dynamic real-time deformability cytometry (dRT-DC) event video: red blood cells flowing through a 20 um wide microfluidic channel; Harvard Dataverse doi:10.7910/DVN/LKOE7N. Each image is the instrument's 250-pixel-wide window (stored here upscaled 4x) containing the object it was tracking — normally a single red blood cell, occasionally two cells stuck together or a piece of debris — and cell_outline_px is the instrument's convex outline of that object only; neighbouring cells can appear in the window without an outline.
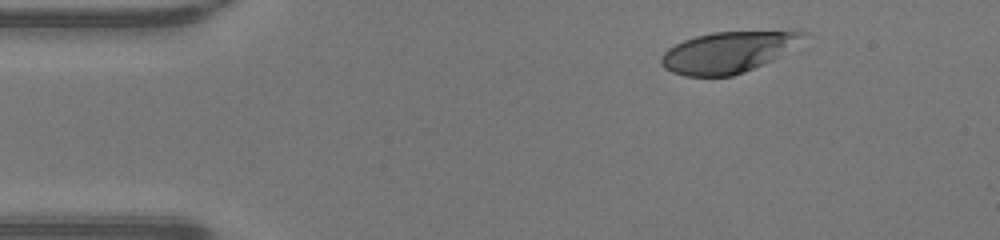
{"species": "human", "species_latin": "Homo sapiens", "temperature_condition": "warm", "stored_images_in_passage": 42, "camera_frame_rate_fps": 3000, "um_per_image_px": 0.085, "donor": {"sex": "male"}, "frame": {"image": 1, "passage_image": 1, "time_ms": 0.0, "image_size_px": [1000, 240], "cell_outline_px": [[812, 32], [772, 60], [732, 76], [684, 76], [672, 72], [664, 68], [660, 64], [660, 56], [668, 48], [684, 40], [696, 36], [712, 32]], "centroid_in_image_um": [61.77, 4.45], "position_along_channel_um": 23.2, "area_um2": 33.23}}
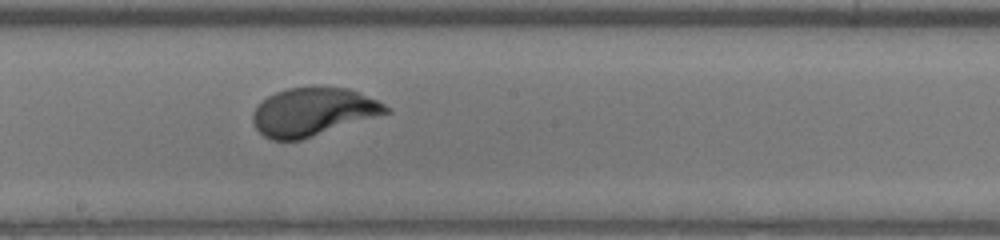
{"frame": {"image": 2, "passage_image": 20, "time_ms": 6.333, "image_size_px": [1000, 240], "cell_outline_px": [[392, 112], [300, 140], [272, 140], [264, 136], [256, 128], [252, 120], [252, 112], [256, 104], [268, 96], [276, 92], [288, 88], [348, 88], [376, 100], [392, 108]], "centroid_in_image_um": [26.59, 9.52], "position_along_channel_um": 221.6, "area_um2": 37.05}}
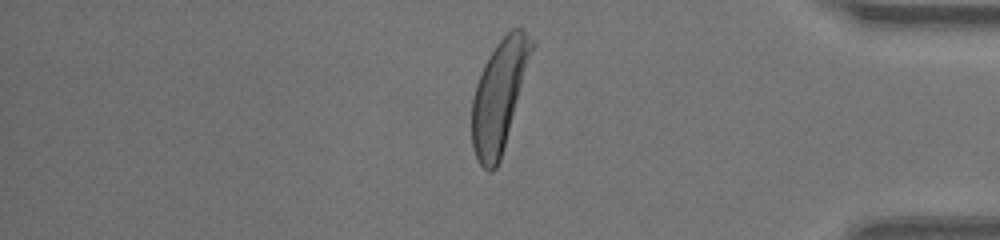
{"frame": {"image": 3, "passage_image": 34, "time_ms": 11.0, "image_size_px": [1000, 240], "cell_outline_px": [[536, 44], [500, 160], [496, 168], [492, 172], [488, 172], [480, 164], [472, 148], [472, 96], [476, 84], [484, 64], [496, 44], [512, 28], [520, 28], [536, 40]], "centroid_in_image_um": [42.45, 8.11], "position_along_channel_um": 392.7, "area_um2": 38.61}, "authors_computed_cell_mechanics": {"area_um2": 37.5411, "velocity_mm_per_s": 4.3276, "shape_relaxation_time_tau1_ms": 2.1544, "shape_relaxation_time_tau2_ms": null, "deformation_change_tau1": 0.1849, "deformation_change_tau2": null}}